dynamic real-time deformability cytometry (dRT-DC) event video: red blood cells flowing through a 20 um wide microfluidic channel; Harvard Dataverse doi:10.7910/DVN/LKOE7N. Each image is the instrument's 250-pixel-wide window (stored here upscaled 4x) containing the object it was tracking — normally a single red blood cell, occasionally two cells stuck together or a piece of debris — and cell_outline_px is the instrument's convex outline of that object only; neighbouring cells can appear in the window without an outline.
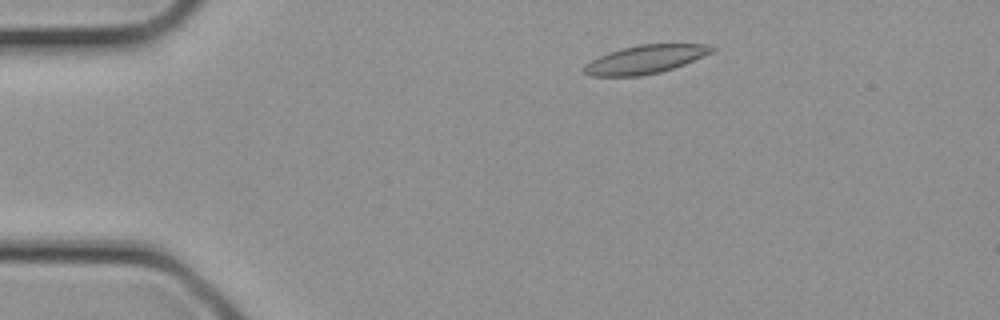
{"species": "common noctule bat (a hibernating species)", "species_latin": "Nyctalus noctula", "temperature_condition": "cold", "stored_images_in_passage": 2, "camera_frame_rate_fps": 3000, "um_per_image_px": 0.085, "animal": {"sex": "female", "body_mass_g": 21.9}, "frame": {"image": 1, "passage_image": 1, "time_ms": 0.0, "image_size_px": [1000, 320], "cell_outline_px": [[716, 48], [712, 52], [684, 64], [660, 72], [640, 76], [592, 76], [584, 72], [584, 64], [608, 52], [640, 44], [704, 44]], "centroid_in_image_um": [54.83, 5.05], "position_along_channel_um": 30.2, "area_um2": 20.81}}